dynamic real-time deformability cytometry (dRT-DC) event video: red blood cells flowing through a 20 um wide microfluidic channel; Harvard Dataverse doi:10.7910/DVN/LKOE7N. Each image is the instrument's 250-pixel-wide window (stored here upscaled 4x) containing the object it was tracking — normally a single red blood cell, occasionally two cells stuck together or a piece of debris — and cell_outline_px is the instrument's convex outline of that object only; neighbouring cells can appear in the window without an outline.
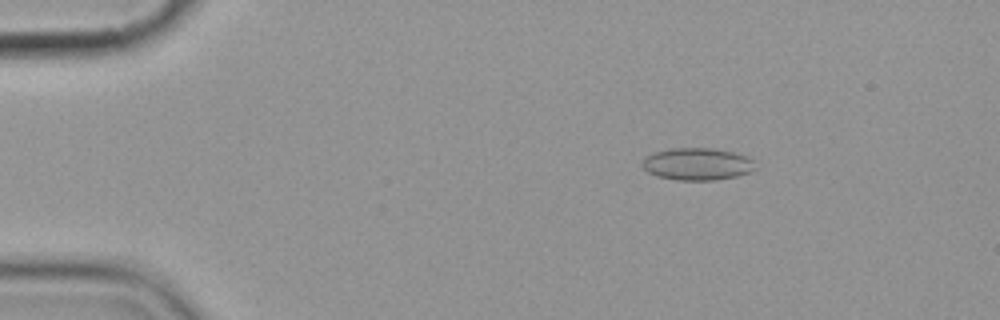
{"species": "common noctule bat (a hibernating species)", "species_latin": "Nyctalus noctula", "temperature_condition": "cold", "stored_images_in_passage": 5, "camera_frame_rate_fps": 3000, "um_per_image_px": 0.085, "animal": {"sex": "female", "body_mass_g": 19.9}, "frame": {"image": 1, "passage_image": 3, "time_ms": 2.0, "image_size_px": [1000, 320], "cell_outline_px": [[756, 172], [716, 180], [676, 180], [656, 176], [648, 172], [640, 164], [644, 156], [652, 152], [672, 148], [712, 148], [732, 152], [748, 156], [752, 160]], "centroid_in_image_um": [59.25, 13.94], "position_along_channel_um": 25.8, "area_um2": 21.56}}